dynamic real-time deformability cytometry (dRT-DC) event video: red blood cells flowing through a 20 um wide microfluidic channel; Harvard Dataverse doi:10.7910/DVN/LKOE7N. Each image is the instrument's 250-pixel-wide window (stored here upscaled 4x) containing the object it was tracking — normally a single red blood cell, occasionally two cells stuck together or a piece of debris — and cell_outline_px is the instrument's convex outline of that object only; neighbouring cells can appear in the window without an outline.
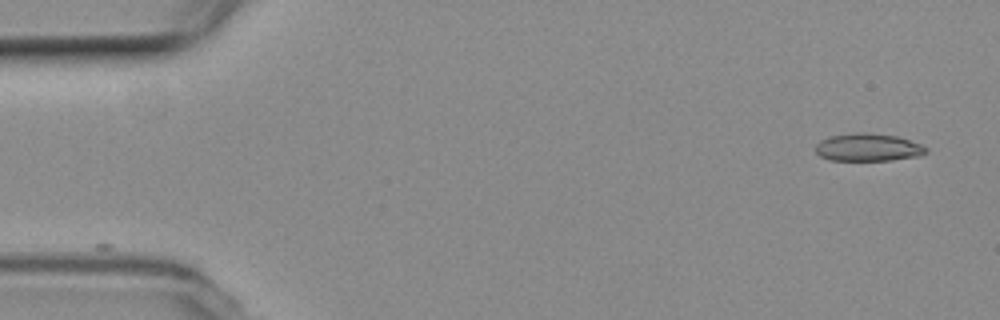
{"species": "common noctule bat (a hibernating species)", "species_latin": "Nyctalus noctula", "temperature_condition": "room temperature", "stored_images_in_passage": 9, "camera_frame_rate_fps": 3000, "um_per_image_px": 0.085, "animal": {"sex": "female", "body_mass_g": 19.3, "forearm_length_mm": 54.1}, "frame": {"image": 1, "passage_image": 1, "time_ms": 0.0, "image_size_px": [1000, 320], "cell_outline_px": [[928, 152], [920, 156], [892, 160], [828, 160], [820, 156], [816, 152], [816, 144], [820, 140], [828, 136], [856, 132], [868, 132], [896, 136], [920, 144], [928, 148]], "centroid_in_image_um": [73.77, 12.52], "position_along_channel_um": 11.2, "area_um2": 17.98}}
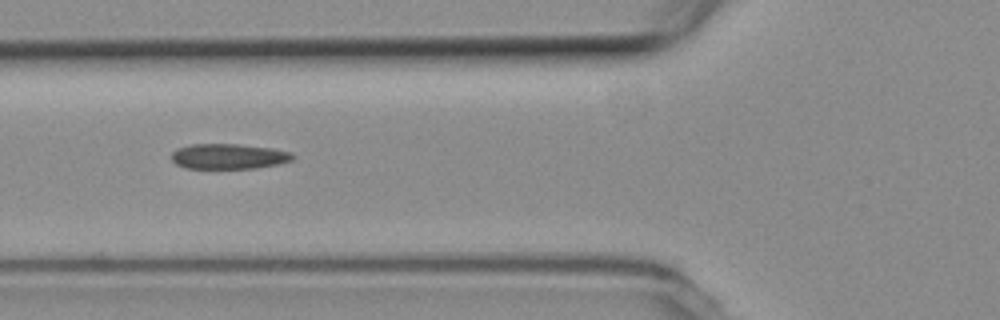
{"frame": {"image": 2, "passage_image": 5, "time_ms": 1.333, "image_size_px": [1000, 320], "cell_outline_px": [[296, 156], [292, 160], [280, 164], [256, 168], [184, 168], [176, 164], [172, 160], [172, 152], [176, 148], [192, 144], [236, 144], [272, 148], [292, 152]], "centroid_in_image_um": [19.46, 13.29], "position_along_channel_um": 106.3, "area_um2": 17.98}}
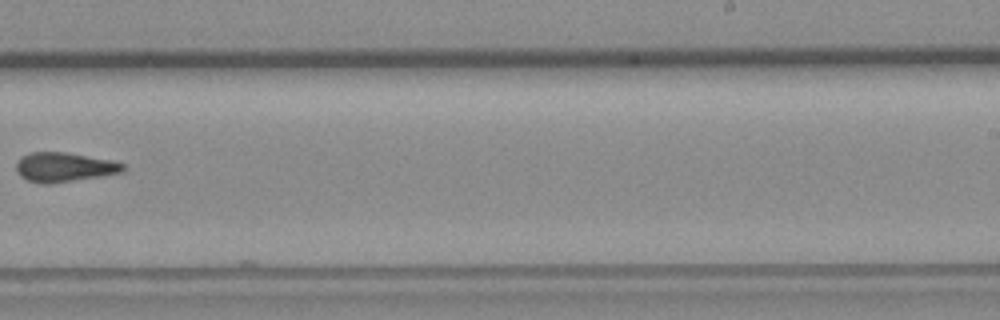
{"frame": {"image": 3, "passage_image": 9, "time_ms": 2.667, "image_size_px": [1000, 320], "cell_outline_px": [[124, 168], [120, 172], [100, 176], [52, 184], [44, 184], [28, 180], [20, 176], [16, 168], [16, 160], [28, 152], [64, 152], [112, 160], [124, 164]], "centroid_in_image_um": [5.4, 14.2], "position_along_channel_um": 283.6, "area_um2": 18.21}}